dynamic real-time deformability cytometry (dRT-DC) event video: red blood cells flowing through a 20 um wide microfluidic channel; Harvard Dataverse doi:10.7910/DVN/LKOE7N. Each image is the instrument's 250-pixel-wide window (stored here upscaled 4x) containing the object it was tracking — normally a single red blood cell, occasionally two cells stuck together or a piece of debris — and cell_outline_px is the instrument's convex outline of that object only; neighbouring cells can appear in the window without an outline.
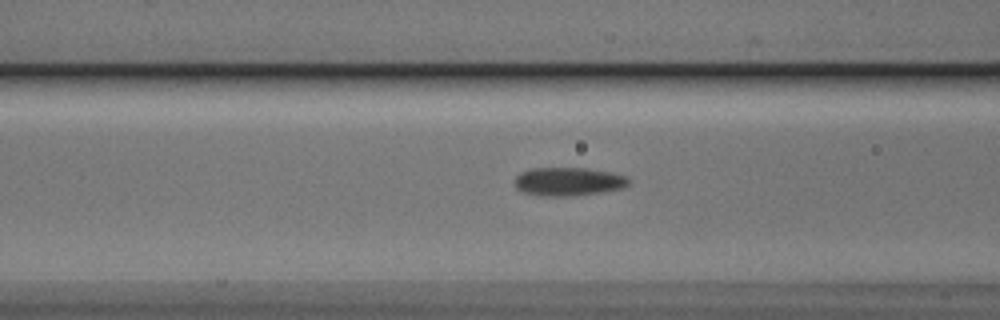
{"species": "Egyptian fruit bat (a non-hibernating species)", "species_latin": "Rousettus aegyptiacus", "temperature_condition": "cold", "stored_images_in_passage": 45, "camera_frame_rate_fps": 3000, "um_per_image_px": 0.085, "animal": {"sex": "male"}, "frame": {"image": 1, "passage_image": 18, "time_ms": 5.667, "image_size_px": [1000, 320], "cell_outline_px": [[632, 180], [628, 184], [620, 188], [604, 192], [572, 196], [540, 196], [524, 192], [516, 188], [516, 176], [520, 172], [532, 168], [588, 168], [612, 172], [628, 176]], "centroid_in_image_um": [48.35, 15.43], "position_along_channel_um": 118.3, "area_um2": 19.07}}
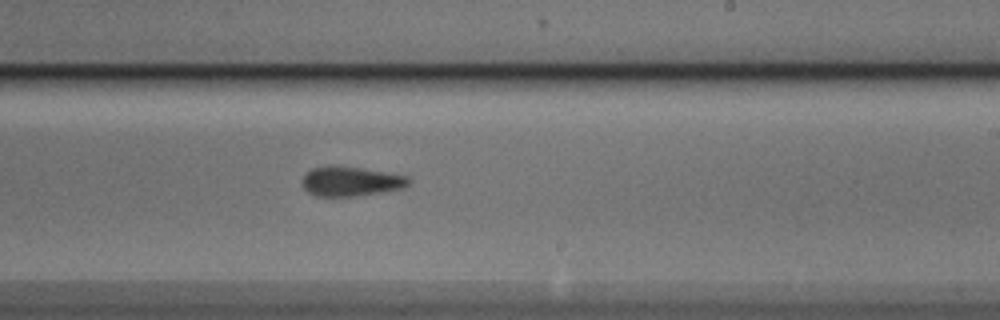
{"frame": {"image": 2, "passage_image": 29, "time_ms": 9.333, "image_size_px": [1000, 320], "cell_outline_px": [[412, 180], [404, 188], [356, 196], [316, 196], [308, 192], [304, 188], [304, 176], [312, 168], [336, 164], [408, 176]], "centroid_in_image_um": [29.84, 15.4], "position_along_channel_um": 259.2, "area_um2": 18.26}}
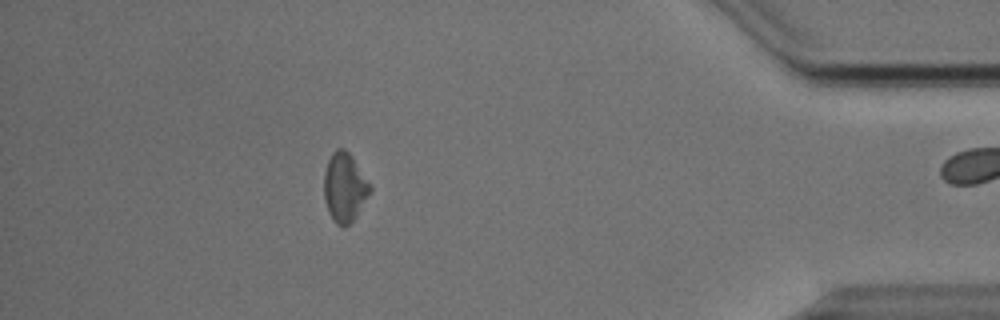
{"frame": {"image": 3, "passage_image": 44, "time_ms": 14.333, "image_size_px": [1000, 320], "cell_outline_px": [[372, 188], [356, 216], [344, 228], [336, 224], [328, 212], [324, 200], [324, 172], [328, 160], [332, 152], [336, 148], [344, 148], [348, 152], [372, 184]], "centroid_in_image_um": [29.28, 15.92], "position_along_channel_um": 405.9, "area_um2": 18.55}}